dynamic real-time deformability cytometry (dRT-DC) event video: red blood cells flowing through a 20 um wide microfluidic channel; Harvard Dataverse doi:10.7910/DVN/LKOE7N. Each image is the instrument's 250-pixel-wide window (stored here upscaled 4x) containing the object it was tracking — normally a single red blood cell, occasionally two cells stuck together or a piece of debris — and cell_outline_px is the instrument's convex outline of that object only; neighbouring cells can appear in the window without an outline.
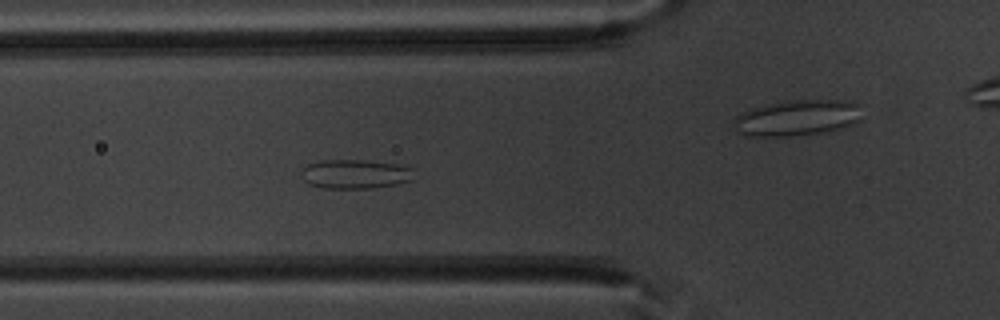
{"species": "common noctule bat (a hibernating species)", "species_latin": "Nyctalus noctula", "temperature_condition": "warm", "stored_images_in_passage": 52, "camera_frame_rate_fps": 3000, "um_per_image_px": 0.085, "animal": {"sex": "male", "body_mass_g": 20.1, "forearm_length_mm": 53.5}, "frame": {"image": 1, "passage_image": 19, "time_ms": 6.0, "image_size_px": [1000, 320], "cell_outline_px": [[416, 180], [396, 184], [372, 188], [324, 188], [308, 184], [300, 176], [300, 168], [308, 164], [320, 160], [360, 160], [396, 164], [412, 168]], "centroid_in_image_um": [30.17, 14.8], "position_along_channel_um": 95.6, "area_um2": 19.42}}
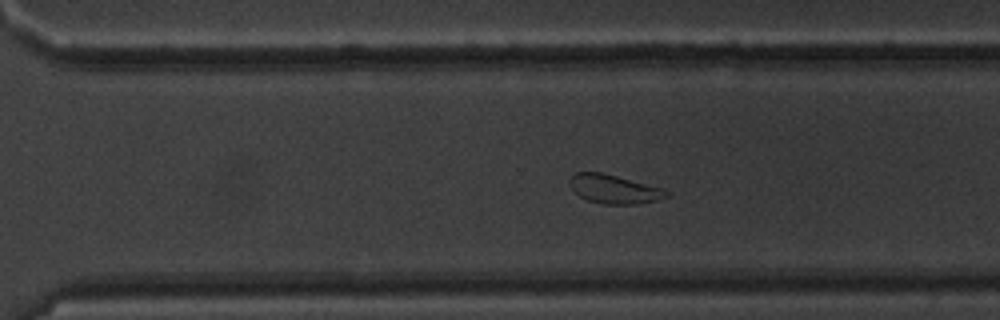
{"frame": {"image": 2, "passage_image": 36, "time_ms": 11.667, "image_size_px": [1000, 320], "cell_outline_px": [[672, 192], [668, 196], [656, 200], [636, 204], [604, 204], [588, 200], [580, 196], [572, 188], [568, 180], [576, 172], [600, 172], [664, 188]], "centroid_in_image_um": [52.23, 16.07], "position_along_channel_um": 318.4, "area_um2": 16.13}}
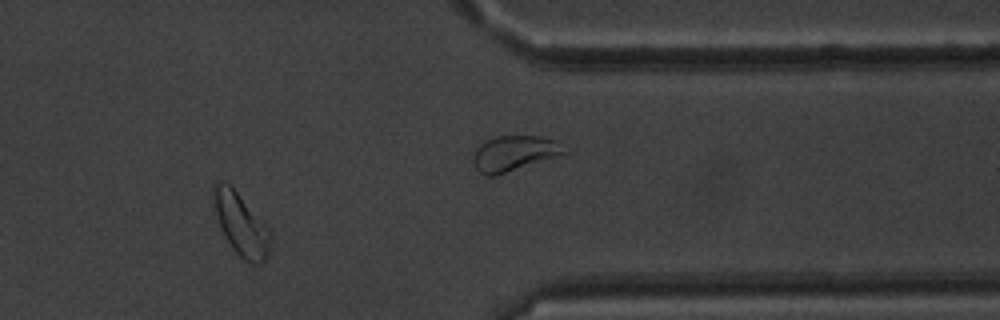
{"frame": {"image": 3, "passage_image": 43, "time_ms": 14.0, "image_size_px": [1000, 320], "cell_outline_px": [[272, 240], [268, 252], [264, 260], [260, 264], [248, 264], [232, 248], [224, 236], [212, 200], [212, 188], [216, 180], [224, 180], [232, 184], [272, 232]], "centroid_in_image_um": [20.48, 19.01], "position_along_channel_um": 390.9, "area_um2": 21.1}, "authors_computed_cell_mechanics": {"area_um2": 21.6172, "velocity_mm_per_s": 3.9374, "shape_relaxation_time_tau1_ms": 5.7162, "shape_relaxation_time_tau2_ms": 1.6966, "deformation_change_tau1": 0.0717, "deformation_change_tau2": 0.0809}}